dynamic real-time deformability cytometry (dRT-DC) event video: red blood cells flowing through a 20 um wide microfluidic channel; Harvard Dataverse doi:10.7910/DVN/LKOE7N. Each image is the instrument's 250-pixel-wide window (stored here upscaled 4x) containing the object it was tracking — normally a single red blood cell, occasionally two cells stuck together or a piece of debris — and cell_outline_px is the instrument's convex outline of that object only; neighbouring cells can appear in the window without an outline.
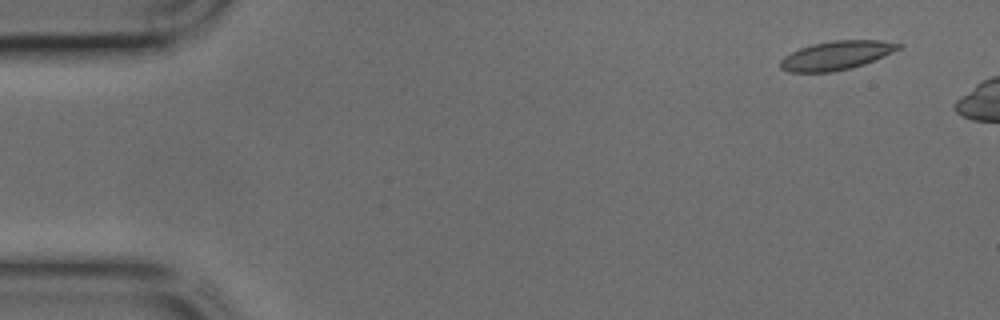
{"species": "common noctule bat (a hibernating species)", "species_latin": "Nyctalus noctula", "temperature_condition": "cold", "stored_images_in_passage": 9, "camera_frame_rate_fps": 3000, "um_per_image_px": 0.085, "animal": {"sex": "male", "body_mass_g": 17.9, "forearm_length_mm": 54.2}, "frame": {"image": 1, "passage_image": 1, "time_ms": 0.0, "image_size_px": [1000, 320], "cell_outline_px": [[904, 44], [900, 48], [884, 56], [864, 64], [852, 68], [832, 72], [788, 72], [780, 68], [780, 60], [784, 56], [800, 48], [812, 44], [832, 40], [880, 40]], "centroid_in_image_um": [71.09, 4.71], "position_along_channel_um": 13.9, "area_um2": 19.88}}